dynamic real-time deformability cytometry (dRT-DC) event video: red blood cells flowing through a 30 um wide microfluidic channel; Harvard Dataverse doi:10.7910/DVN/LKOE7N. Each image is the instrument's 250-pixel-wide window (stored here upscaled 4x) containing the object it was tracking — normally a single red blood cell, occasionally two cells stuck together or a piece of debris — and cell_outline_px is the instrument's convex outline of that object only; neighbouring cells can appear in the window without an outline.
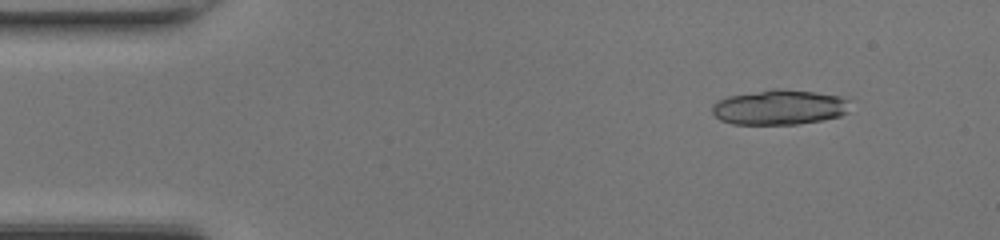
{"species": "common noctule bat (a hibernating species)", "species_latin": "Nyctalus noctula", "temperature_condition": "room temperature", "stored_images_in_passage": 16, "camera_frame_rate_fps": 3000, "um_per_image_px": 0.085, "animal": {"sex": "female", "body_mass_g": 17.0, "forearm_length_mm": 48.0}, "frame": {"image": 1, "passage_image": 5, "time_ms": 1.333, "image_size_px": [1000, 240], "cell_outline_px": [[848, 112], [840, 116], [824, 120], [796, 124], [732, 124], [720, 120], [712, 112], [712, 104], [728, 96], [776, 88], [780, 88], [816, 92], [840, 96], [848, 100]], "centroid_in_image_um": [66.26, 9.12], "position_along_channel_um": 18.7, "area_um2": 28.15}}
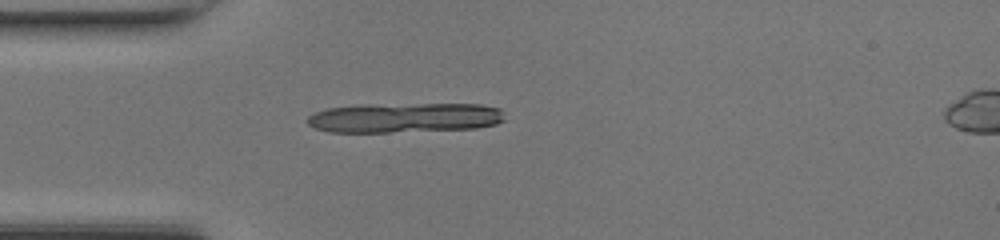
{"frame": {"image": 2, "passage_image": 13, "time_ms": 4.0, "image_size_px": [1000, 240], "cell_outline_px": [[508, 120], [496, 124], [476, 128], [388, 132], [328, 132], [316, 128], [308, 124], [304, 120], [308, 116], [316, 112], [328, 108], [424, 104], [480, 104], [500, 108]], "centroid_in_image_um": [34.49, 10.02], "position_along_channel_um": 50.5, "area_um2": 33.7}}